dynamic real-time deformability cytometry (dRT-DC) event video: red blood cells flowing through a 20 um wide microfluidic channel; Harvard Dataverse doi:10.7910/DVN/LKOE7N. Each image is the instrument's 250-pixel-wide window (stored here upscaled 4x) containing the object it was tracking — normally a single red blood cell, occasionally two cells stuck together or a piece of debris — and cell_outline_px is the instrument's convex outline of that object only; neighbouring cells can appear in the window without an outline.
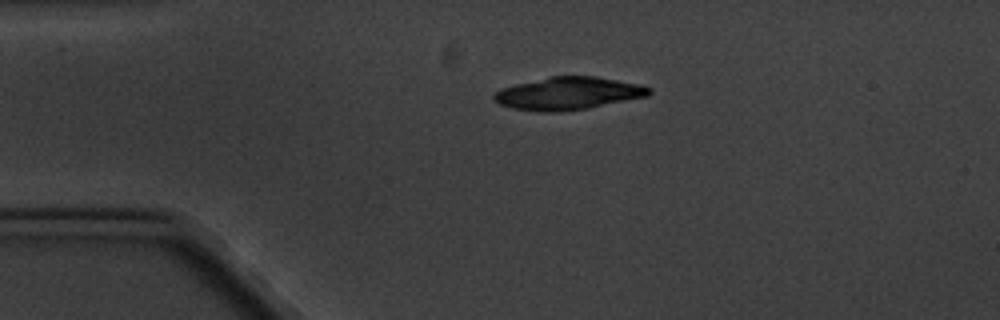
{"species": "common noctule bat (a hibernating species)", "species_latin": "Nyctalus noctula", "temperature_condition": "cold", "stored_images_in_passage": 2, "camera_frame_rate_fps": 3000, "um_per_image_px": 0.085, "animal": {"sex": "male", "body_mass_g": 20.1, "forearm_length_mm": 53.5}, "frame": {"image": 1, "passage_image": 1, "time_ms": 0.0, "image_size_px": [1000, 320], "cell_outline_px": [[652, 92], [648, 96], [588, 108], [560, 112], [540, 112], [512, 108], [500, 104], [492, 100], [492, 96], [500, 88], [548, 76], [596, 76], [640, 84], [652, 88]], "centroid_in_image_um": [48.29, 7.94], "position_along_channel_um": 36.7, "area_um2": 29.71}}